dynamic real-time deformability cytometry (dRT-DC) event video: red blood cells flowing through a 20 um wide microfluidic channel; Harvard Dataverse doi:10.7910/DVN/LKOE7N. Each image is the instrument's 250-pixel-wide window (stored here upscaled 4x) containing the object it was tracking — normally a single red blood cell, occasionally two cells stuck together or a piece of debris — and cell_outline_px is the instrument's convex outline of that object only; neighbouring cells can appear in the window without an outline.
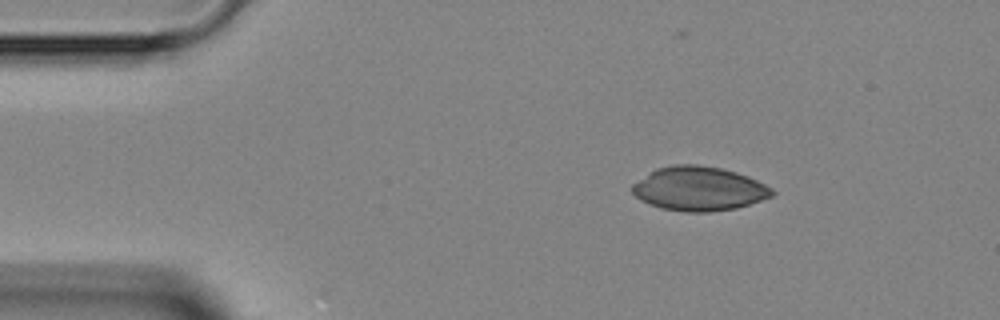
{"species": "Egyptian fruit bat (a non-hibernating species)", "species_latin": "Rousettus aegyptiacus", "temperature_condition": "room temperature", "stored_images_in_passage": 4, "camera_frame_rate_fps": 3000, "um_per_image_px": 0.085, "animal": {"sex": "female"}, "frame": {"image": 1, "passage_image": 2, "time_ms": 2.0, "image_size_px": [1000, 320], "cell_outline_px": [[776, 192], [772, 196], [736, 208], [712, 212], [684, 212], [660, 208], [640, 200], [632, 192], [632, 184], [656, 168], [672, 164], [696, 164], [720, 168], [736, 172], [748, 176], [772, 188]], "centroid_in_image_um": [59.39, 16.04], "position_along_channel_um": 25.6, "area_um2": 35.95}}